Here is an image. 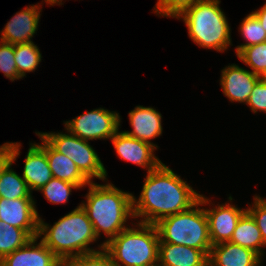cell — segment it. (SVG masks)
Listing matches in <instances>:
<instances>
[{
	"instance_id": "cell-1",
	"label": "cell",
	"mask_w": 266,
	"mask_h": 266,
	"mask_svg": "<svg viewBox=\"0 0 266 266\" xmlns=\"http://www.w3.org/2000/svg\"><path fill=\"white\" fill-rule=\"evenodd\" d=\"M200 196L178 174L161 163L147 172L139 198L133 195V218L140 217L139 223L156 224L162 218L188 210Z\"/></svg>"
},
{
	"instance_id": "cell-2",
	"label": "cell",
	"mask_w": 266,
	"mask_h": 266,
	"mask_svg": "<svg viewBox=\"0 0 266 266\" xmlns=\"http://www.w3.org/2000/svg\"><path fill=\"white\" fill-rule=\"evenodd\" d=\"M86 201L80 205L93 224L97 238L103 232L106 239L103 244L127 229L128 217L133 218V194L122 191L112 183H89Z\"/></svg>"
},
{
	"instance_id": "cell-3",
	"label": "cell",
	"mask_w": 266,
	"mask_h": 266,
	"mask_svg": "<svg viewBox=\"0 0 266 266\" xmlns=\"http://www.w3.org/2000/svg\"><path fill=\"white\" fill-rule=\"evenodd\" d=\"M39 237L63 263L79 255L98 251L89 246L98 238L81 205L61 217L53 226L39 217Z\"/></svg>"
},
{
	"instance_id": "cell-4",
	"label": "cell",
	"mask_w": 266,
	"mask_h": 266,
	"mask_svg": "<svg viewBox=\"0 0 266 266\" xmlns=\"http://www.w3.org/2000/svg\"><path fill=\"white\" fill-rule=\"evenodd\" d=\"M220 0H199L179 18L187 26L188 35L194 43L205 49L224 52L232 44L231 28Z\"/></svg>"
},
{
	"instance_id": "cell-5",
	"label": "cell",
	"mask_w": 266,
	"mask_h": 266,
	"mask_svg": "<svg viewBox=\"0 0 266 266\" xmlns=\"http://www.w3.org/2000/svg\"><path fill=\"white\" fill-rule=\"evenodd\" d=\"M210 200L201 194L199 201L188 210L160 219L156 224L159 241L184 245L204 251L208 256L212 247L204 206Z\"/></svg>"
},
{
	"instance_id": "cell-6",
	"label": "cell",
	"mask_w": 266,
	"mask_h": 266,
	"mask_svg": "<svg viewBox=\"0 0 266 266\" xmlns=\"http://www.w3.org/2000/svg\"><path fill=\"white\" fill-rule=\"evenodd\" d=\"M104 244L116 266L158 265L159 234L155 224L137 223Z\"/></svg>"
},
{
	"instance_id": "cell-7",
	"label": "cell",
	"mask_w": 266,
	"mask_h": 266,
	"mask_svg": "<svg viewBox=\"0 0 266 266\" xmlns=\"http://www.w3.org/2000/svg\"><path fill=\"white\" fill-rule=\"evenodd\" d=\"M56 151L72 160L80 172L90 181L107 180V170L89 142L71 133L38 132Z\"/></svg>"
},
{
	"instance_id": "cell-8",
	"label": "cell",
	"mask_w": 266,
	"mask_h": 266,
	"mask_svg": "<svg viewBox=\"0 0 266 266\" xmlns=\"http://www.w3.org/2000/svg\"><path fill=\"white\" fill-rule=\"evenodd\" d=\"M120 115L104 108L85 112L64 122L65 130L83 140L111 139L120 126Z\"/></svg>"
},
{
	"instance_id": "cell-9",
	"label": "cell",
	"mask_w": 266,
	"mask_h": 266,
	"mask_svg": "<svg viewBox=\"0 0 266 266\" xmlns=\"http://www.w3.org/2000/svg\"><path fill=\"white\" fill-rule=\"evenodd\" d=\"M33 198H0V220L23 229L31 238L38 237L39 214Z\"/></svg>"
},
{
	"instance_id": "cell-10",
	"label": "cell",
	"mask_w": 266,
	"mask_h": 266,
	"mask_svg": "<svg viewBox=\"0 0 266 266\" xmlns=\"http://www.w3.org/2000/svg\"><path fill=\"white\" fill-rule=\"evenodd\" d=\"M119 158L136 164L149 171L158 167L162 162L155 154L153 145L118 131L111 139Z\"/></svg>"
},
{
	"instance_id": "cell-11",
	"label": "cell",
	"mask_w": 266,
	"mask_h": 266,
	"mask_svg": "<svg viewBox=\"0 0 266 266\" xmlns=\"http://www.w3.org/2000/svg\"><path fill=\"white\" fill-rule=\"evenodd\" d=\"M209 236L213 245L229 242L241 216L247 211L230 203L218 204L212 209H205Z\"/></svg>"
},
{
	"instance_id": "cell-12",
	"label": "cell",
	"mask_w": 266,
	"mask_h": 266,
	"mask_svg": "<svg viewBox=\"0 0 266 266\" xmlns=\"http://www.w3.org/2000/svg\"><path fill=\"white\" fill-rule=\"evenodd\" d=\"M41 6L30 5L16 13L1 30L0 41L10 44L30 43L38 29Z\"/></svg>"
},
{
	"instance_id": "cell-13",
	"label": "cell",
	"mask_w": 266,
	"mask_h": 266,
	"mask_svg": "<svg viewBox=\"0 0 266 266\" xmlns=\"http://www.w3.org/2000/svg\"><path fill=\"white\" fill-rule=\"evenodd\" d=\"M221 73L223 94L232 102L246 104L260 76L236 64L226 66Z\"/></svg>"
},
{
	"instance_id": "cell-14",
	"label": "cell",
	"mask_w": 266,
	"mask_h": 266,
	"mask_svg": "<svg viewBox=\"0 0 266 266\" xmlns=\"http://www.w3.org/2000/svg\"><path fill=\"white\" fill-rule=\"evenodd\" d=\"M32 238L0 260V266H59L62 261L40 240ZM36 243V244H35Z\"/></svg>"
},
{
	"instance_id": "cell-15",
	"label": "cell",
	"mask_w": 266,
	"mask_h": 266,
	"mask_svg": "<svg viewBox=\"0 0 266 266\" xmlns=\"http://www.w3.org/2000/svg\"><path fill=\"white\" fill-rule=\"evenodd\" d=\"M129 121L132 131H124L127 135L153 145L158 148L151 139L162 135V116L155 108L136 106L129 113Z\"/></svg>"
},
{
	"instance_id": "cell-16",
	"label": "cell",
	"mask_w": 266,
	"mask_h": 266,
	"mask_svg": "<svg viewBox=\"0 0 266 266\" xmlns=\"http://www.w3.org/2000/svg\"><path fill=\"white\" fill-rule=\"evenodd\" d=\"M208 266H261V257L251 249L231 242L213 245Z\"/></svg>"
},
{
	"instance_id": "cell-17",
	"label": "cell",
	"mask_w": 266,
	"mask_h": 266,
	"mask_svg": "<svg viewBox=\"0 0 266 266\" xmlns=\"http://www.w3.org/2000/svg\"><path fill=\"white\" fill-rule=\"evenodd\" d=\"M22 178L32 193V190H39L46 185L53 177L52 171L46 157V152L38 143H30L25 163L23 167Z\"/></svg>"
},
{
	"instance_id": "cell-18",
	"label": "cell",
	"mask_w": 266,
	"mask_h": 266,
	"mask_svg": "<svg viewBox=\"0 0 266 266\" xmlns=\"http://www.w3.org/2000/svg\"><path fill=\"white\" fill-rule=\"evenodd\" d=\"M208 255L184 245L159 242V266H208Z\"/></svg>"
},
{
	"instance_id": "cell-19",
	"label": "cell",
	"mask_w": 266,
	"mask_h": 266,
	"mask_svg": "<svg viewBox=\"0 0 266 266\" xmlns=\"http://www.w3.org/2000/svg\"><path fill=\"white\" fill-rule=\"evenodd\" d=\"M35 133L42 141V144L38 145L46 152L53 177L76 184L80 188L89 185L90 181L80 172L72 160L56 151L38 132Z\"/></svg>"
},
{
	"instance_id": "cell-20",
	"label": "cell",
	"mask_w": 266,
	"mask_h": 266,
	"mask_svg": "<svg viewBox=\"0 0 266 266\" xmlns=\"http://www.w3.org/2000/svg\"><path fill=\"white\" fill-rule=\"evenodd\" d=\"M20 147V142H9V151L12 156V162H10L1 173L0 198L9 200L33 198L26 181L11 168L14 161H16V158L21 153Z\"/></svg>"
},
{
	"instance_id": "cell-21",
	"label": "cell",
	"mask_w": 266,
	"mask_h": 266,
	"mask_svg": "<svg viewBox=\"0 0 266 266\" xmlns=\"http://www.w3.org/2000/svg\"><path fill=\"white\" fill-rule=\"evenodd\" d=\"M229 242L251 249L261 258L264 256L262 234L248 211L241 216Z\"/></svg>"
},
{
	"instance_id": "cell-22",
	"label": "cell",
	"mask_w": 266,
	"mask_h": 266,
	"mask_svg": "<svg viewBox=\"0 0 266 266\" xmlns=\"http://www.w3.org/2000/svg\"><path fill=\"white\" fill-rule=\"evenodd\" d=\"M31 239L23 229L0 220V260L23 247Z\"/></svg>"
},
{
	"instance_id": "cell-23",
	"label": "cell",
	"mask_w": 266,
	"mask_h": 266,
	"mask_svg": "<svg viewBox=\"0 0 266 266\" xmlns=\"http://www.w3.org/2000/svg\"><path fill=\"white\" fill-rule=\"evenodd\" d=\"M14 52L17 71L21 78L26 73L35 71L42 60L40 50L33 42L15 44Z\"/></svg>"
},
{
	"instance_id": "cell-24",
	"label": "cell",
	"mask_w": 266,
	"mask_h": 266,
	"mask_svg": "<svg viewBox=\"0 0 266 266\" xmlns=\"http://www.w3.org/2000/svg\"><path fill=\"white\" fill-rule=\"evenodd\" d=\"M240 32L247 43H243L236 47V55L246 47L260 44L266 41V31L259 23L258 19L252 14H248L240 23Z\"/></svg>"
},
{
	"instance_id": "cell-25",
	"label": "cell",
	"mask_w": 266,
	"mask_h": 266,
	"mask_svg": "<svg viewBox=\"0 0 266 266\" xmlns=\"http://www.w3.org/2000/svg\"><path fill=\"white\" fill-rule=\"evenodd\" d=\"M237 57L248 65L254 74L261 77L266 71V41L243 48Z\"/></svg>"
},
{
	"instance_id": "cell-26",
	"label": "cell",
	"mask_w": 266,
	"mask_h": 266,
	"mask_svg": "<svg viewBox=\"0 0 266 266\" xmlns=\"http://www.w3.org/2000/svg\"><path fill=\"white\" fill-rule=\"evenodd\" d=\"M72 189H80L76 184L52 177V179L38 191L53 204H65L69 199Z\"/></svg>"
},
{
	"instance_id": "cell-27",
	"label": "cell",
	"mask_w": 266,
	"mask_h": 266,
	"mask_svg": "<svg viewBox=\"0 0 266 266\" xmlns=\"http://www.w3.org/2000/svg\"><path fill=\"white\" fill-rule=\"evenodd\" d=\"M99 250L91 253L79 255L69 259L66 266H116L108 252L104 249V244L98 246Z\"/></svg>"
},
{
	"instance_id": "cell-28",
	"label": "cell",
	"mask_w": 266,
	"mask_h": 266,
	"mask_svg": "<svg viewBox=\"0 0 266 266\" xmlns=\"http://www.w3.org/2000/svg\"><path fill=\"white\" fill-rule=\"evenodd\" d=\"M0 71L11 81L22 79L15 63L14 45L0 41Z\"/></svg>"
},
{
	"instance_id": "cell-29",
	"label": "cell",
	"mask_w": 266,
	"mask_h": 266,
	"mask_svg": "<svg viewBox=\"0 0 266 266\" xmlns=\"http://www.w3.org/2000/svg\"><path fill=\"white\" fill-rule=\"evenodd\" d=\"M197 1L199 0H158L153 11L161 16L179 19Z\"/></svg>"
},
{
	"instance_id": "cell-30",
	"label": "cell",
	"mask_w": 266,
	"mask_h": 266,
	"mask_svg": "<svg viewBox=\"0 0 266 266\" xmlns=\"http://www.w3.org/2000/svg\"><path fill=\"white\" fill-rule=\"evenodd\" d=\"M253 200V206L246 210L254 218L257 227L262 234L264 246H266V200L260 197V195H256Z\"/></svg>"
},
{
	"instance_id": "cell-31",
	"label": "cell",
	"mask_w": 266,
	"mask_h": 266,
	"mask_svg": "<svg viewBox=\"0 0 266 266\" xmlns=\"http://www.w3.org/2000/svg\"><path fill=\"white\" fill-rule=\"evenodd\" d=\"M246 104L253 113H257V111L266 113V83L262 79H259L254 85Z\"/></svg>"
},
{
	"instance_id": "cell-32",
	"label": "cell",
	"mask_w": 266,
	"mask_h": 266,
	"mask_svg": "<svg viewBox=\"0 0 266 266\" xmlns=\"http://www.w3.org/2000/svg\"><path fill=\"white\" fill-rule=\"evenodd\" d=\"M10 162H12V156L9 151V142H6L0 145V176Z\"/></svg>"
},
{
	"instance_id": "cell-33",
	"label": "cell",
	"mask_w": 266,
	"mask_h": 266,
	"mask_svg": "<svg viewBox=\"0 0 266 266\" xmlns=\"http://www.w3.org/2000/svg\"><path fill=\"white\" fill-rule=\"evenodd\" d=\"M251 13L258 19L259 23L266 31V3L259 10L252 11Z\"/></svg>"
},
{
	"instance_id": "cell-34",
	"label": "cell",
	"mask_w": 266,
	"mask_h": 266,
	"mask_svg": "<svg viewBox=\"0 0 266 266\" xmlns=\"http://www.w3.org/2000/svg\"><path fill=\"white\" fill-rule=\"evenodd\" d=\"M46 3H47V5L49 4L50 6L52 5H62L63 3H62V1L63 0H44Z\"/></svg>"
},
{
	"instance_id": "cell-35",
	"label": "cell",
	"mask_w": 266,
	"mask_h": 266,
	"mask_svg": "<svg viewBox=\"0 0 266 266\" xmlns=\"http://www.w3.org/2000/svg\"><path fill=\"white\" fill-rule=\"evenodd\" d=\"M260 79H262L266 83V71L263 73Z\"/></svg>"
},
{
	"instance_id": "cell-36",
	"label": "cell",
	"mask_w": 266,
	"mask_h": 266,
	"mask_svg": "<svg viewBox=\"0 0 266 266\" xmlns=\"http://www.w3.org/2000/svg\"><path fill=\"white\" fill-rule=\"evenodd\" d=\"M59 266H66V265H65V263L62 262Z\"/></svg>"
}]
</instances>
